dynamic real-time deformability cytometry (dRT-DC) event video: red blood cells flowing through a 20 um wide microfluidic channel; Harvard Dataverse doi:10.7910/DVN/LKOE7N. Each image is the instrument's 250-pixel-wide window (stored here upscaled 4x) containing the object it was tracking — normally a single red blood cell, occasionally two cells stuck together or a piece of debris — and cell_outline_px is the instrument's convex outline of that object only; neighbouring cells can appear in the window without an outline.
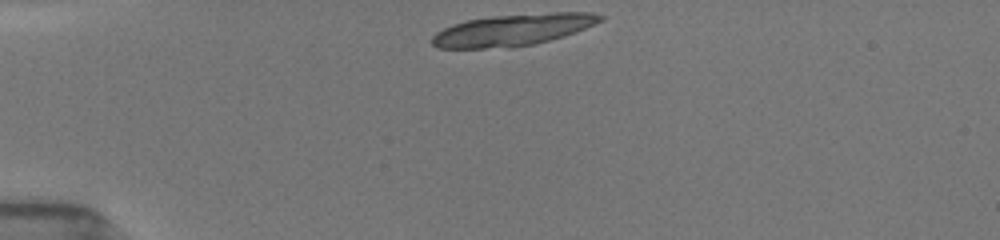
{"species": "common noctule bat (a hibernating species)", "species_latin": "Nyctalus noctula", "temperature_condition": "room temperature", "stored_images_in_passage": 8, "camera_frame_rate_fps": 3000, "um_per_image_px": 0.085, "animal": {"sex": "female", "body_mass_g": 19.5, "forearm_length_mm": 54.1}, "frame": {"image": 1, "passage_image": 1, "time_ms": 0.0, "image_size_px": [1000, 240], "cell_outline_px": [[604, 20], [564, 36], [536, 44], [484, 48], [436, 48], [432, 44], [432, 36], [436, 32], [452, 24], [468, 20], [492, 16], [552, 12], [588, 12], [604, 16]], "centroid_in_image_um": [43.58, 2.53], "position_along_channel_um": 41.4, "area_um2": 30.75}}